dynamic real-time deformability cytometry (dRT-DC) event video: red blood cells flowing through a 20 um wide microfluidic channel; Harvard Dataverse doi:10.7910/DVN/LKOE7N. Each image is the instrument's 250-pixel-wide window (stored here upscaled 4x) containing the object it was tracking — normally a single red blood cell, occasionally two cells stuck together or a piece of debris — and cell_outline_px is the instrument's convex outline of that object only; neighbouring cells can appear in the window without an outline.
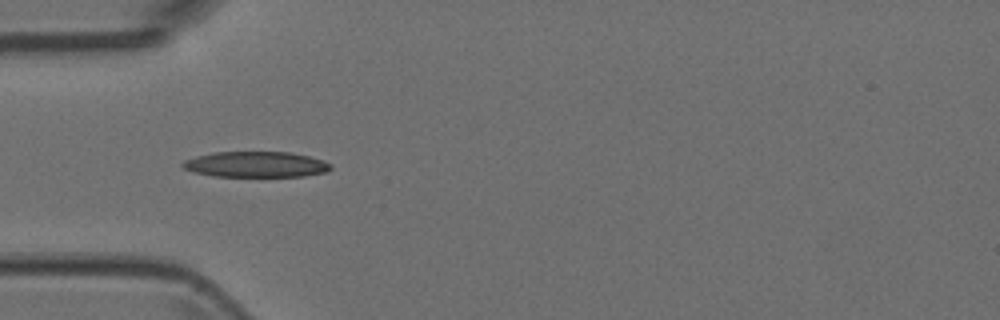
{"species": "Egyptian fruit bat (a non-hibernating species)", "species_latin": "Rousettus aegyptiacus", "temperature_condition": "room temperature", "stored_images_in_passage": 8, "camera_frame_rate_fps": 3000, "um_per_image_px": 0.085, "animal": {"sex": "female"}, "frame": {"image": 1, "passage_image": 5, "time_ms": 1.333, "image_size_px": [1000, 320], "cell_outline_px": [[332, 168], [324, 172], [304, 176], [212, 176], [196, 172], [184, 168], [180, 164], [184, 160], [196, 156], [212, 152], [292, 152], [324, 160], [332, 164]], "centroid_in_image_um": [21.76, 13.96], "position_along_channel_um": 63.2, "area_um2": 22.14}}
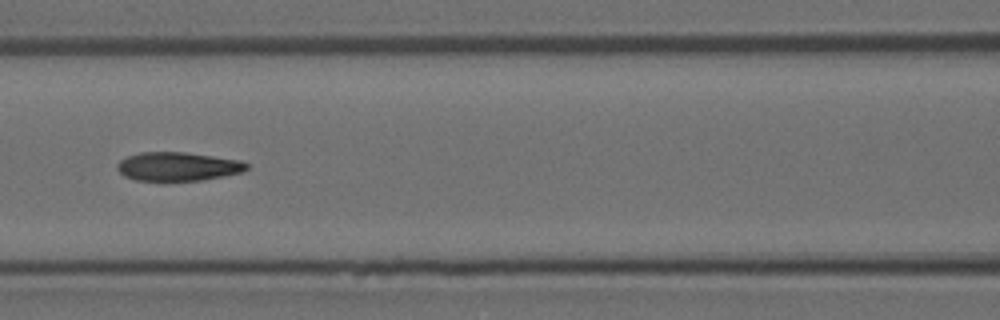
{"frame": {"image": 2, "passage_image": 7, "time_ms": 2.0, "image_size_px": [1000, 320], "cell_outline_px": [[248, 168], [240, 172], [224, 176], [200, 180], [136, 180], [124, 176], [116, 168], [116, 164], [120, 160], [128, 156], [140, 152], [184, 152], [240, 160], [248, 164]], "centroid_in_image_um": [15.09, 14.14], "position_along_channel_um": 151.5, "area_um2": 21.44}}
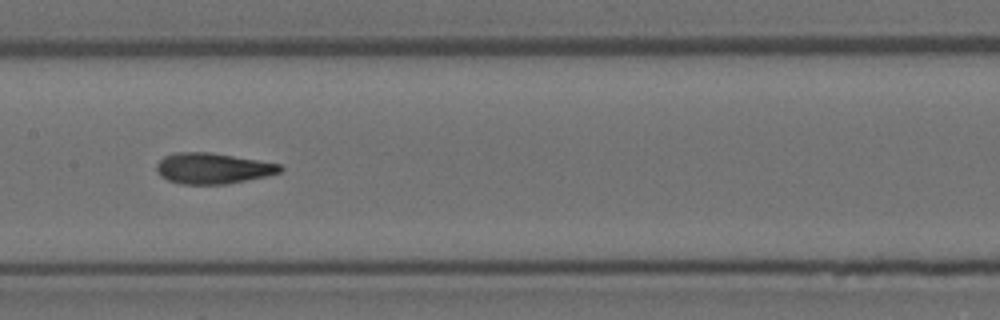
{"frame": {"image": 3, "passage_image": 8, "time_ms": 2.333, "image_size_px": [1000, 320], "cell_outline_px": [[284, 168], [280, 172], [268, 176], [228, 184], [180, 184], [168, 180], [160, 176], [156, 172], [156, 164], [164, 156], [176, 152], [208, 152], [280, 164]], "centroid_in_image_um": [18.06, 14.32], "position_along_channel_um": 189.3, "area_um2": 22.2}}